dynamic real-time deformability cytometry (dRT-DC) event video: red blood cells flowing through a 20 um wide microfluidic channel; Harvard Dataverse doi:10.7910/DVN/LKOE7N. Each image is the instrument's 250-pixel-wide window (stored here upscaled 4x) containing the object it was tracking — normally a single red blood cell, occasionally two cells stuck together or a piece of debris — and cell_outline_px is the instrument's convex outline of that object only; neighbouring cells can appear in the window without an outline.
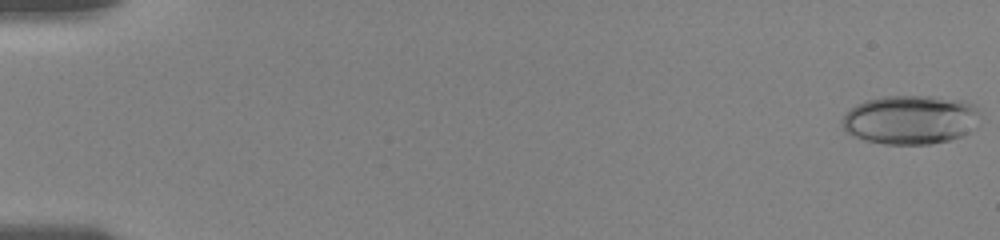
{"species": "human", "species_latin": "Homo sapiens", "temperature_condition": "room temperature", "stored_images_in_passage": 36, "camera_frame_rate_fps": 3000, "um_per_image_px": 0.085, "donor": {"sex": "female"}, "frame": {"image": 1, "passage_image": 1, "time_ms": 0.0, "image_size_px": [1000, 240], "cell_outline_px": [[984, 116], [976, 128], [960, 136], [948, 140], [928, 144], [884, 144], [852, 136], [844, 132], [840, 124], [840, 120], [856, 104], [864, 100], [884, 96], [932, 96], [960, 100], [976, 104]], "centroid_in_image_um": [77.43, 10.16], "position_along_channel_um": 7.6, "area_um2": 40.11}}
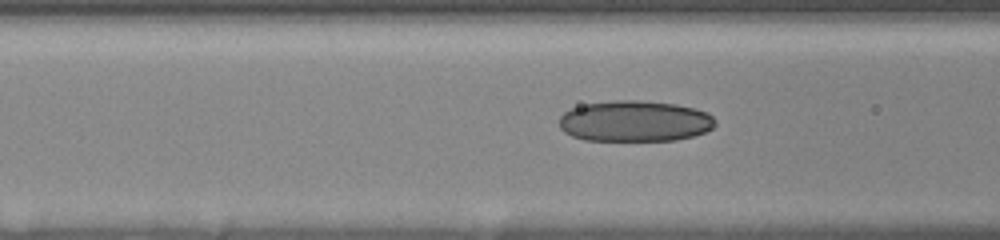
{"frame": {"image": 2, "passage_image": 24, "time_ms": 7.333, "image_size_px": [1000, 240], "cell_outline_px": [[716, 124], [712, 128], [704, 132], [692, 136], [676, 140], [584, 140], [572, 136], [564, 132], [560, 128], [560, 116], [564, 112], [572, 108], [584, 104], [616, 100], [636, 100], [676, 104], [696, 108], [708, 112], [716, 120]], "centroid_in_image_um": [53.97, 10.29], "position_along_channel_um": 112.6, "area_um2": 37.34}}
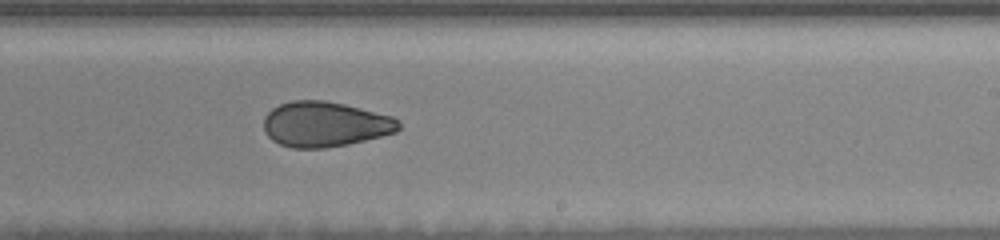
{"frame": {"image": 3, "passage_image": 36, "time_ms": 11.333, "image_size_px": [1000, 240], "cell_outline_px": [[400, 128], [396, 132], [348, 144], [324, 148], [292, 148], [280, 144], [272, 140], [264, 132], [264, 116], [272, 108], [280, 104], [292, 100], [324, 100], [344, 104], [392, 116], [400, 120]], "centroid_in_image_um": [27.61, 10.56], "position_along_channel_um": 261.4, "area_um2": 35.6}}